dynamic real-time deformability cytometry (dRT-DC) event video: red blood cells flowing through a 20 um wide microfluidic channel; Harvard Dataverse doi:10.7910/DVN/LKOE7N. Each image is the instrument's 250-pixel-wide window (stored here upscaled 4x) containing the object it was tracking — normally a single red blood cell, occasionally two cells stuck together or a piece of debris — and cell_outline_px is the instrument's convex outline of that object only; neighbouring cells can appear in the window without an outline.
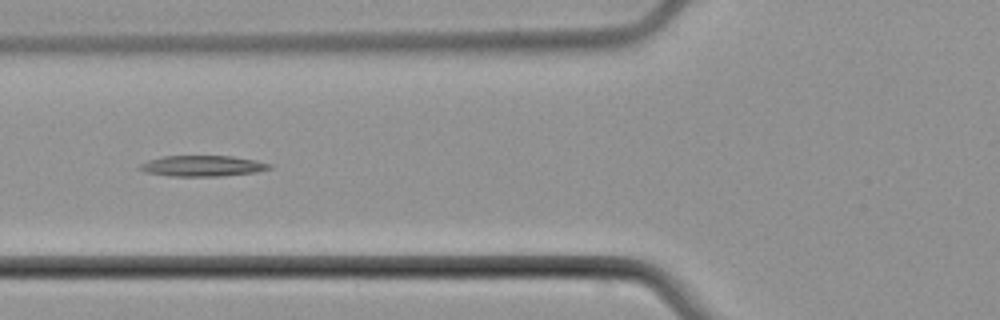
{"species": "common noctule bat (a hibernating species)", "species_latin": "Nyctalus noctula", "temperature_condition": "cold", "stored_images_in_passage": 9, "camera_frame_rate_fps": 3000, "um_per_image_px": 0.085, "animal": {"sex": "male", "body_mass_g": 21.5, "forearm_length_mm": 52.0}, "frame": {"image": 1, "passage_image": 7, "time_ms": 8.333, "image_size_px": [1000, 320], "cell_outline_px": [[272, 168], [256, 172], [220, 176], [172, 176], [144, 172], [136, 168], [140, 164], [148, 160], [164, 156], [232, 156], [256, 160], [272, 164]], "centroid_in_image_um": [17.2, 14.1], "position_along_channel_um": 108.6, "area_um2": 15.78}}
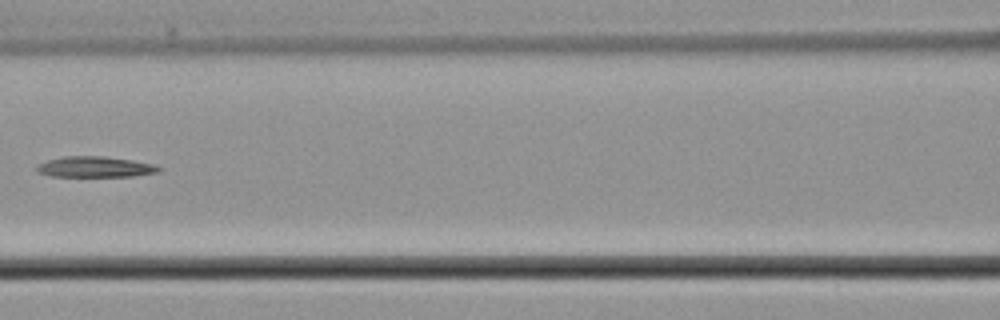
{"frame": {"image": 2, "passage_image": 8, "time_ms": 9.667, "image_size_px": [1000, 320], "cell_outline_px": [[164, 168], [156, 172], [132, 176], [48, 176], [36, 172], [36, 168], [40, 164], [48, 160], [64, 156], [104, 156], [132, 160], [152, 164]], "centroid_in_image_um": [8.06, 14.18], "position_along_channel_um": 158.5, "area_um2": 14.62}}
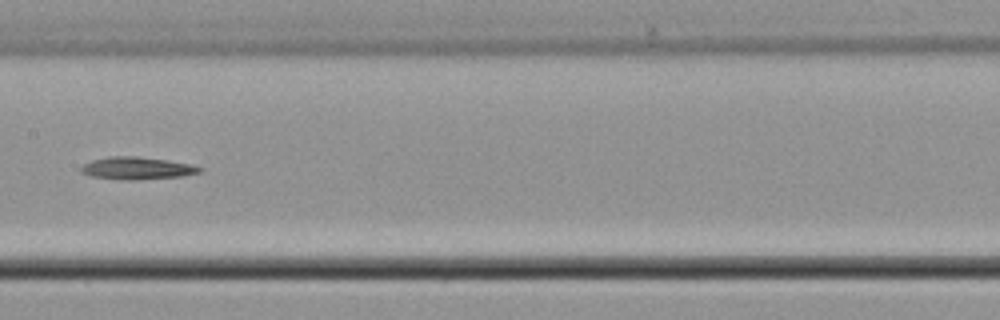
{"frame": {"image": 3, "passage_image": 9, "time_ms": 10.667, "image_size_px": [1000, 320], "cell_outline_px": [[204, 172], [184, 176], [136, 180], [120, 180], [92, 176], [80, 172], [80, 168], [84, 164], [92, 160], [108, 156], [136, 156], [164, 160], [188, 164], [204, 168]], "centroid_in_image_um": [11.65, 14.31], "position_along_channel_um": 195.7, "area_um2": 15.55}}